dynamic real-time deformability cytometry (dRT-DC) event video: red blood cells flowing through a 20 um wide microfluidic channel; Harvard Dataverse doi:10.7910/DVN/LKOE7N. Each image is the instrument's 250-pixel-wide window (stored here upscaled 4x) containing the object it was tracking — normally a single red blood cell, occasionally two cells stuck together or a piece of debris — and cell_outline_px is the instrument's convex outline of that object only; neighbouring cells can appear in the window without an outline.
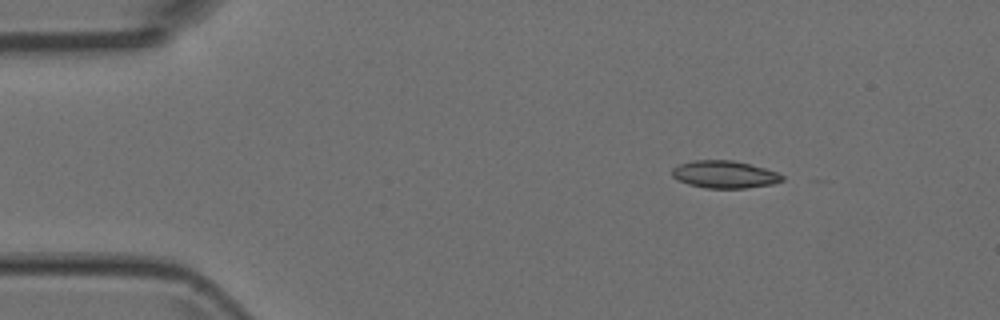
{"species": "Egyptian fruit bat (a non-hibernating species)", "species_latin": "Rousettus aegyptiacus", "temperature_condition": "room temperature", "stored_images_in_passage": 3, "camera_frame_rate_fps": 3000, "um_per_image_px": 0.085, "animal": {"sex": "female"}, "frame": {"image": 1, "passage_image": 1, "time_ms": 0.0, "image_size_px": [1000, 320], "cell_outline_px": [[784, 180], [772, 184], [744, 188], [704, 188], [688, 184], [676, 180], [672, 176], [672, 168], [680, 164], [692, 160], [732, 160], [764, 168], [776, 172], [784, 176]], "centroid_in_image_um": [61.55, 14.83], "position_along_channel_um": 23.5, "area_um2": 17.57}}